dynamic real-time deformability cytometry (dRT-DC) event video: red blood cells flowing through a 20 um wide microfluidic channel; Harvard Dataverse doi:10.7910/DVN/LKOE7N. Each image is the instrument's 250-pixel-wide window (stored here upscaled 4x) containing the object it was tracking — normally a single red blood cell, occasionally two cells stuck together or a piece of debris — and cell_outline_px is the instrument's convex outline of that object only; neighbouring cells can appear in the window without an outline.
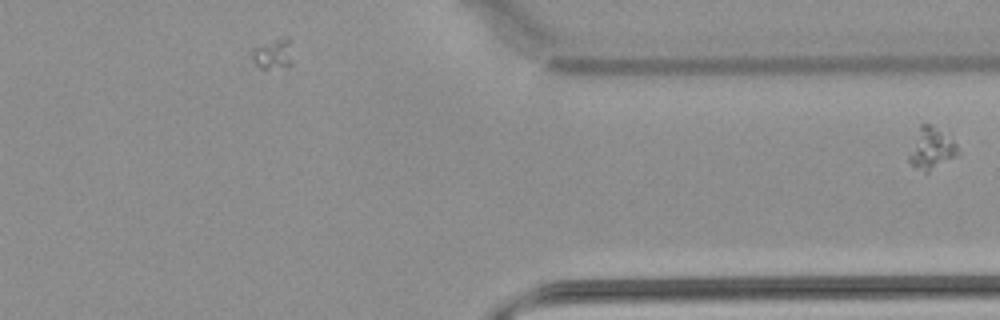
{"species": "common noctule bat (a hibernating species)", "species_latin": "Nyctalus noctula", "temperature_condition": "warm", "stored_images_in_passage": 31, "camera_frame_rate_fps": 3000, "um_per_image_px": 0.085, "animal": {"sex": "male", "body_mass_g": 21.5, "forearm_length_mm": 52.0}, "frame": {"image": 1, "passage_image": 31, "time_ms": 10.0, "image_size_px": [1000, 320], "cell_outline_px": [[960, 152], [956, 156], [928, 172], [924, 172], [912, 164], [908, 160], [908, 156], [920, 124], [932, 124], [952, 140], [956, 144]], "centroid_in_image_um": [79.17, 12.62], "position_along_channel_um": 332.2, "area_um2": 11.5}}